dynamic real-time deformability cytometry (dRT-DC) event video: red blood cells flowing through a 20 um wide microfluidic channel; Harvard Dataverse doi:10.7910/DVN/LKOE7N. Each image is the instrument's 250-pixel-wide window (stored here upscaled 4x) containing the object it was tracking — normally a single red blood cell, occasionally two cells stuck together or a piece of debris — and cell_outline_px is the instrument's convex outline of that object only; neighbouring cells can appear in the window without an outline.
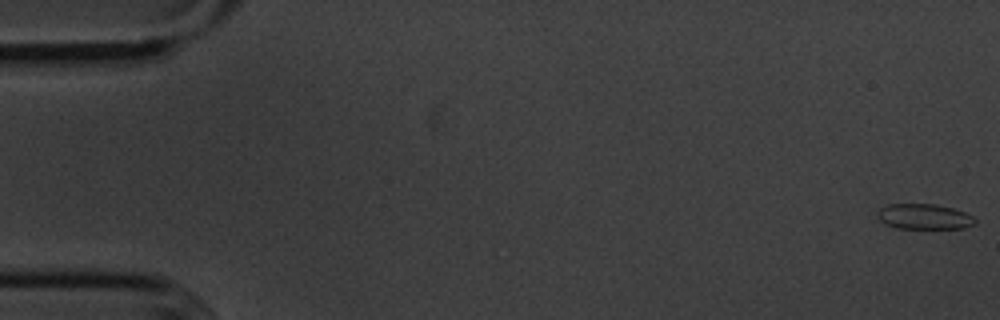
{"species": "common noctule bat (a hibernating species)", "species_latin": "Nyctalus noctula", "temperature_condition": "cold", "stored_images_in_passage": 56, "camera_frame_rate_fps": 3000, "um_per_image_px": 0.085, "animal": {"sex": "male", "body_mass_g": 20.1, "forearm_length_mm": 53.5}, "frame": {"image": 1, "passage_image": 1, "time_ms": 0.0, "image_size_px": [1000, 320], "cell_outline_px": [[976, 224], [964, 228], [896, 228], [884, 224], [876, 216], [876, 212], [880, 208], [888, 204], [936, 204], [952, 208], [964, 212], [972, 216], [976, 220]], "centroid_in_image_um": [78.52, 18.41], "position_along_channel_um": 6.5, "area_um2": 14.51}}
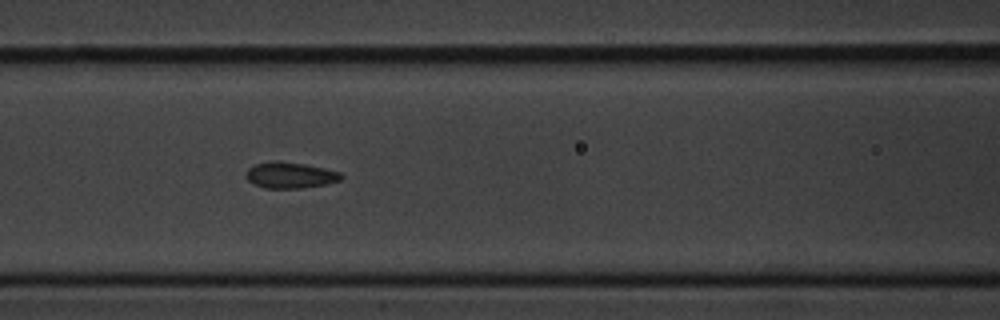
{"frame": {"image": 2, "passage_image": 24, "time_ms": 7.667, "image_size_px": [1000, 320], "cell_outline_px": [[344, 176], [340, 180], [324, 184], [300, 188], [264, 188], [248, 180], [244, 176], [248, 168], [256, 164], [272, 160], [276, 160], [304, 164], [324, 168], [340, 172]], "centroid_in_image_um": [24.64, 14.88], "position_along_channel_um": 142.0, "area_um2": 14.39}}
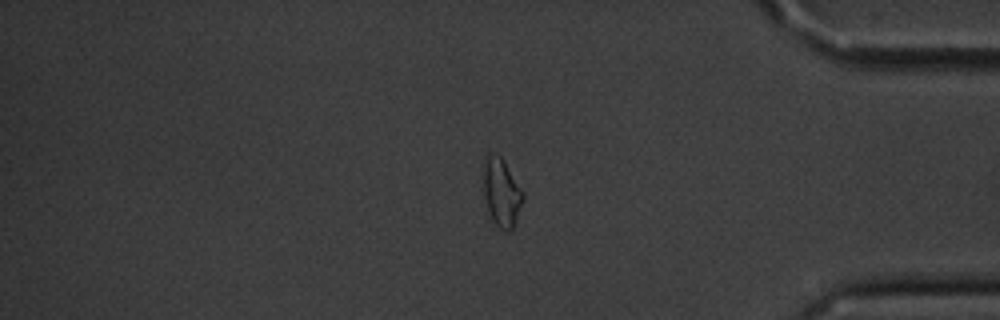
{"frame": {"image": 3, "passage_image": 47, "time_ms": 15.333, "image_size_px": [1000, 320], "cell_outline_px": [[524, 200], [516, 220], [512, 228], [508, 232], [504, 232], [492, 220], [488, 212], [484, 196], [484, 164], [488, 152], [492, 152], [500, 156], [504, 160], [524, 192]], "centroid_in_image_um": [42.64, 16.36], "position_along_channel_um": 392.6, "area_um2": 15.84}, "authors_computed_cell_mechanics": {"area_um2": 14.5945, "velocity_mm_per_s": 3.5882, "shape_relaxation_time_tau1_ms": 2.6807, "shape_relaxation_time_tau2_ms": 1.4241, "deformation_change_tau1": 0.0842, "deformation_change_tau2": 0.0597}}